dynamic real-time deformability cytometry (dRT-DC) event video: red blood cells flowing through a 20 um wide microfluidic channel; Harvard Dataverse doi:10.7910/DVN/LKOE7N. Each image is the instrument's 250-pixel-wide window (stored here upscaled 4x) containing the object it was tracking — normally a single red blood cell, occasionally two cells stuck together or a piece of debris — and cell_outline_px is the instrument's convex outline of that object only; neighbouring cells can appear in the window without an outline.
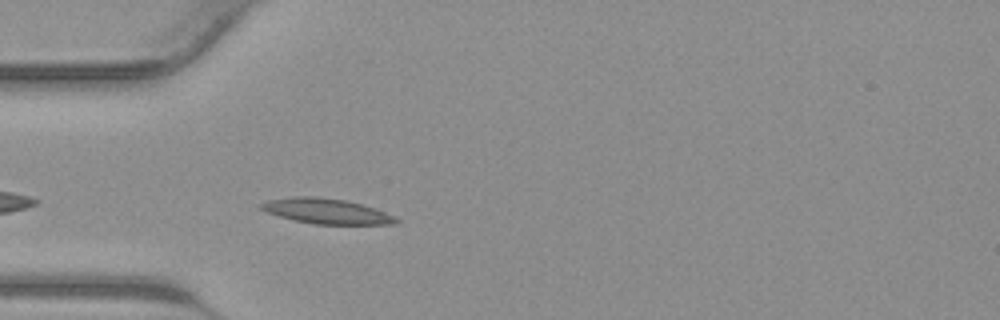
{"species": "common noctule bat (a hibernating species)", "species_latin": "Nyctalus noctula", "temperature_condition": "warm", "stored_images_in_passage": 13, "camera_frame_rate_fps": 3000, "um_per_image_px": 0.085, "animal": {"sex": "male", "body_mass_g": 23.1, "forearm_length_mm": 52.7}, "frame": {"image": 1, "passage_image": 3, "time_ms": 0.667, "image_size_px": [1000, 320], "cell_outline_px": [[400, 220], [396, 224], [316, 224], [296, 220], [280, 216], [268, 212], [260, 208], [260, 204], [268, 200], [296, 196], [316, 196], [344, 200], [360, 204], [384, 212]], "centroid_in_image_um": [27.73, 17.94], "position_along_channel_um": 57.3, "area_um2": 19.36}}
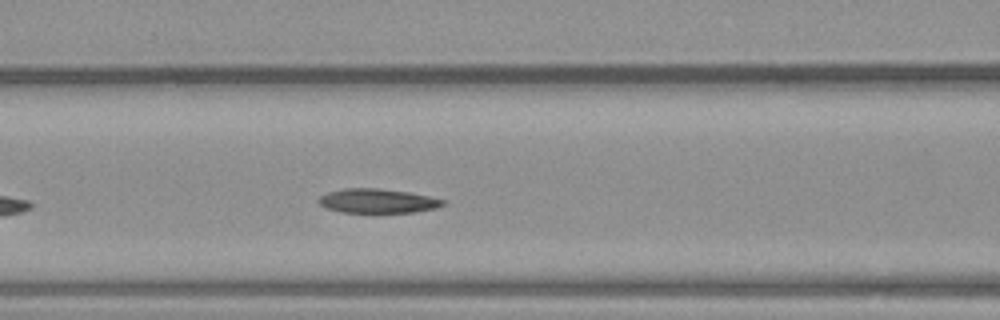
{"frame": {"image": 2, "passage_image": 8, "time_ms": 2.333, "image_size_px": [1000, 320], "cell_outline_px": [[448, 204], [436, 208], [412, 212], [376, 216], [340, 212], [328, 208], [320, 204], [316, 200], [320, 196], [328, 192], [344, 188], [380, 188], [408, 192], [428, 196], [444, 200]], "centroid_in_image_um": [32.08, 17.13], "position_along_channel_um": 134.5, "area_um2": 18.55}}
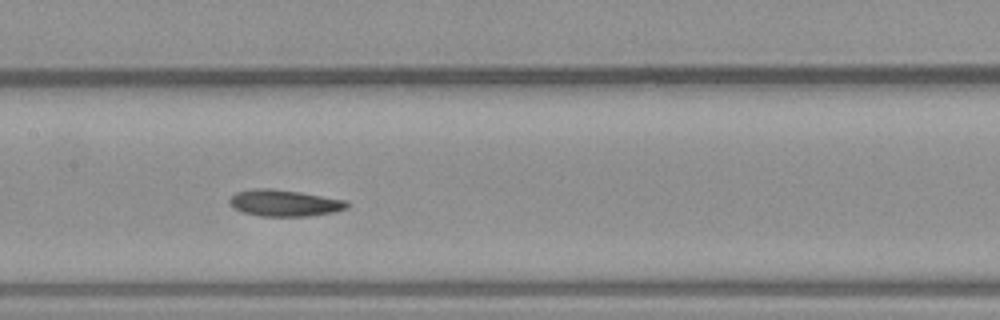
{"frame": {"image": 3, "passage_image": 11, "time_ms": 3.333, "image_size_px": [1000, 320], "cell_outline_px": [[352, 204], [348, 208], [336, 212], [308, 216], [260, 216], [244, 212], [232, 208], [228, 204], [228, 200], [236, 192], [252, 188], [272, 188], [300, 192], [348, 200]], "centroid_in_image_um": [24.21, 17.25], "position_along_channel_um": 183.2, "area_um2": 18.55}}